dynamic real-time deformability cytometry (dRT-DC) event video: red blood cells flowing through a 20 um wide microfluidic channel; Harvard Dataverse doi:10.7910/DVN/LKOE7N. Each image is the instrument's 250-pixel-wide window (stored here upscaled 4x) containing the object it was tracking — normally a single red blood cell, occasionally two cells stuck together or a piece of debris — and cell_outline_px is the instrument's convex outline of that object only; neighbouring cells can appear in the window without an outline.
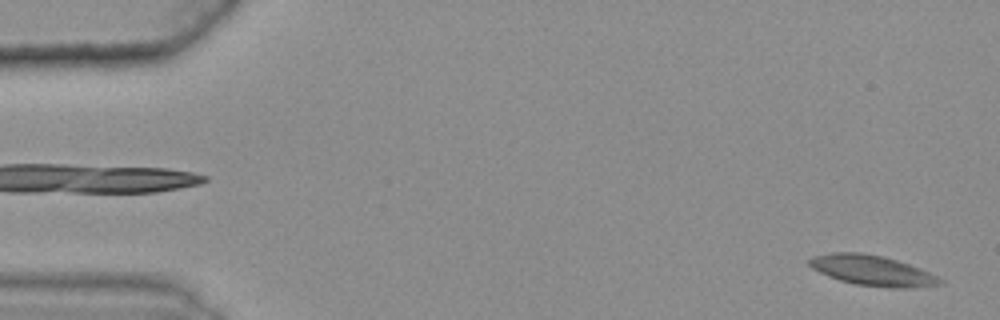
{"species": "common noctule bat (a hibernating species)", "species_latin": "Nyctalus noctula", "temperature_condition": "warm", "stored_images_in_passage": 47, "camera_frame_rate_fps": 3000, "um_per_image_px": 0.085, "animal": {"sex": "female", "body_mass_g": 25.1}, "frame": {"image": 1, "passage_image": 1, "time_ms": 0.0, "image_size_px": [1000, 320], "cell_outline_px": [[944, 284], [908, 288], [892, 288], [856, 284], [840, 280], [828, 276], [812, 268], [808, 264], [808, 260], [812, 256], [832, 252], [860, 252], [884, 256], [920, 268], [944, 280]], "centroid_in_image_um": [74.14, 22.99], "position_along_channel_um": 10.9, "area_um2": 23.06}}
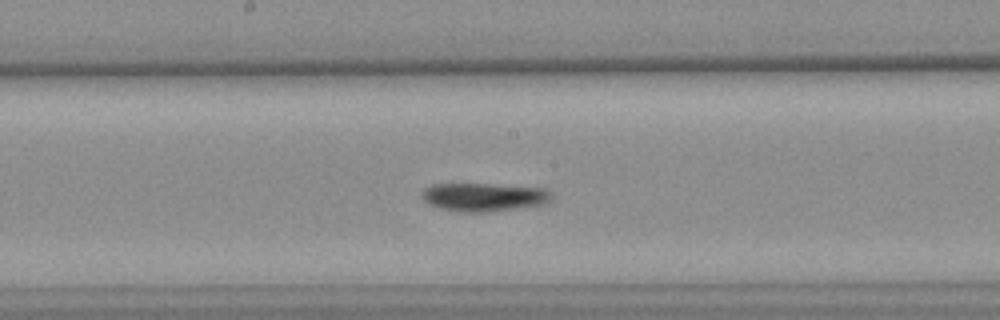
{"frame": {"image": 2, "passage_image": 29, "time_ms": 9.333, "image_size_px": [1000, 320], "cell_outline_px": [[552, 200], [544, 204], [520, 208], [488, 212], [460, 212], [440, 208], [428, 204], [420, 196], [420, 192], [424, 188], [432, 184], [488, 184], [548, 188], [552, 192]], "centroid_in_image_um": [41.14, 16.75], "position_along_channel_um": 207.1, "area_um2": 21.79}}
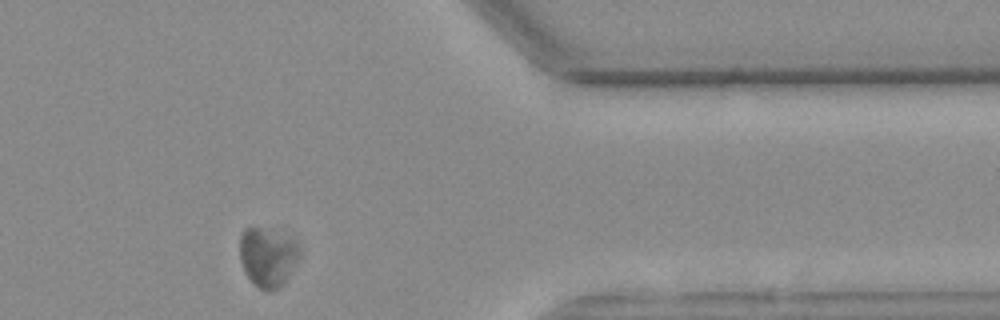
{"frame": {"image": 3, "passage_image": 46, "time_ms": 15.0, "image_size_px": [1000, 320], "cell_outline_px": [[300, 252], [296, 264], [280, 288], [272, 292], [268, 292], [260, 288], [248, 276], [240, 260], [240, 236], [244, 228], [256, 228], [296, 240], [300, 248]], "centroid_in_image_um": [22.76, 21.89], "position_along_channel_um": 388.6, "area_um2": 20.11}, "authors_computed_cell_mechanics": {"area_um2": 21.386, "velocity_mm_per_s": 3.5222, "shape_relaxation_time_tau1_ms": 2.0335, "shape_relaxation_time_tau2_ms": 5.4176, "deformation_change_tau1": 0.071, "deformation_change_tau2": 0.0959}}